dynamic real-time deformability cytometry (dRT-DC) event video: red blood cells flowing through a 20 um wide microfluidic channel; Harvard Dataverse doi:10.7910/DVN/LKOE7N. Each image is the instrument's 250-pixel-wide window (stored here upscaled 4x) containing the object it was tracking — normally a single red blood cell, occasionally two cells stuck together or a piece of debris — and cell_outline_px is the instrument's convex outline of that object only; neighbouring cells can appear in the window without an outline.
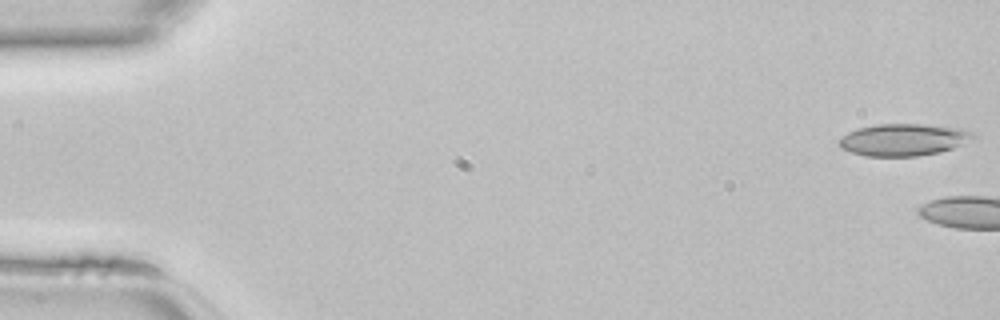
{"species": "common noctule bat (a hibernating species)", "species_latin": "Nyctalus noctula", "temperature_condition": "room temperature", "stored_images_in_passage": 4, "camera_frame_rate_fps": 3000, "um_per_image_px": 0.085, "animal": {"sex": "female", "body_mass_g": 22.7, "forearm_length_mm": 54.2}, "frame": {"image": 1, "passage_image": 1, "time_ms": 0.0, "image_size_px": [1000, 320], "cell_outline_px": [[976, 136], [952, 148], [940, 152], [916, 156], [864, 156], [840, 148], [836, 144], [836, 140], [840, 136], [856, 128], [876, 124], [924, 124], [956, 128], [972, 132]], "centroid_in_image_um": [76.67, 11.87], "position_along_channel_um": 8.3, "area_um2": 25.03}}